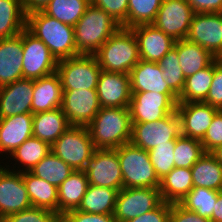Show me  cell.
I'll return each mask as SVG.
<instances>
[{
	"label": "cell",
	"instance_id": "6da1fadb",
	"mask_svg": "<svg viewBox=\"0 0 222 222\" xmlns=\"http://www.w3.org/2000/svg\"><path fill=\"white\" fill-rule=\"evenodd\" d=\"M26 28L49 48L57 61L79 55L74 26L36 11L27 14Z\"/></svg>",
	"mask_w": 222,
	"mask_h": 222
},
{
	"label": "cell",
	"instance_id": "7a4b0ae2",
	"mask_svg": "<svg viewBox=\"0 0 222 222\" xmlns=\"http://www.w3.org/2000/svg\"><path fill=\"white\" fill-rule=\"evenodd\" d=\"M86 127L95 149H117L131 140L130 110L101 107Z\"/></svg>",
	"mask_w": 222,
	"mask_h": 222
},
{
	"label": "cell",
	"instance_id": "3957f363",
	"mask_svg": "<svg viewBox=\"0 0 222 222\" xmlns=\"http://www.w3.org/2000/svg\"><path fill=\"white\" fill-rule=\"evenodd\" d=\"M120 27L103 9L90 4L74 26L78 54L94 55Z\"/></svg>",
	"mask_w": 222,
	"mask_h": 222
},
{
	"label": "cell",
	"instance_id": "277c9868",
	"mask_svg": "<svg viewBox=\"0 0 222 222\" xmlns=\"http://www.w3.org/2000/svg\"><path fill=\"white\" fill-rule=\"evenodd\" d=\"M104 71L129 74L139 62L137 40L130 28L120 27L94 54Z\"/></svg>",
	"mask_w": 222,
	"mask_h": 222
},
{
	"label": "cell",
	"instance_id": "5b68a950",
	"mask_svg": "<svg viewBox=\"0 0 222 222\" xmlns=\"http://www.w3.org/2000/svg\"><path fill=\"white\" fill-rule=\"evenodd\" d=\"M116 151L123 177V188L160 187V180L148 151L131 142L118 147Z\"/></svg>",
	"mask_w": 222,
	"mask_h": 222
},
{
	"label": "cell",
	"instance_id": "8992f818",
	"mask_svg": "<svg viewBox=\"0 0 222 222\" xmlns=\"http://www.w3.org/2000/svg\"><path fill=\"white\" fill-rule=\"evenodd\" d=\"M95 150L86 126L71 125L51 145V151L74 171L83 170Z\"/></svg>",
	"mask_w": 222,
	"mask_h": 222
},
{
	"label": "cell",
	"instance_id": "52a82bcc",
	"mask_svg": "<svg viewBox=\"0 0 222 222\" xmlns=\"http://www.w3.org/2000/svg\"><path fill=\"white\" fill-rule=\"evenodd\" d=\"M102 69L94 55L59 60L56 73L63 89H96Z\"/></svg>",
	"mask_w": 222,
	"mask_h": 222
},
{
	"label": "cell",
	"instance_id": "ba28073f",
	"mask_svg": "<svg viewBox=\"0 0 222 222\" xmlns=\"http://www.w3.org/2000/svg\"><path fill=\"white\" fill-rule=\"evenodd\" d=\"M181 135V120L175 110L154 122L132 123L130 142L149 151L156 146L168 144Z\"/></svg>",
	"mask_w": 222,
	"mask_h": 222
},
{
	"label": "cell",
	"instance_id": "9c48e42d",
	"mask_svg": "<svg viewBox=\"0 0 222 222\" xmlns=\"http://www.w3.org/2000/svg\"><path fill=\"white\" fill-rule=\"evenodd\" d=\"M178 96L156 92H132L129 110L131 123L154 122L176 110Z\"/></svg>",
	"mask_w": 222,
	"mask_h": 222
},
{
	"label": "cell",
	"instance_id": "30bf717a",
	"mask_svg": "<svg viewBox=\"0 0 222 222\" xmlns=\"http://www.w3.org/2000/svg\"><path fill=\"white\" fill-rule=\"evenodd\" d=\"M89 184L120 191L123 177L116 149H96L82 170Z\"/></svg>",
	"mask_w": 222,
	"mask_h": 222
},
{
	"label": "cell",
	"instance_id": "8fae6325",
	"mask_svg": "<svg viewBox=\"0 0 222 222\" xmlns=\"http://www.w3.org/2000/svg\"><path fill=\"white\" fill-rule=\"evenodd\" d=\"M162 202L159 188H122L117 195L113 217L127 222L155 209Z\"/></svg>",
	"mask_w": 222,
	"mask_h": 222
},
{
	"label": "cell",
	"instance_id": "7c38bea8",
	"mask_svg": "<svg viewBox=\"0 0 222 222\" xmlns=\"http://www.w3.org/2000/svg\"><path fill=\"white\" fill-rule=\"evenodd\" d=\"M23 78L39 79L56 72L58 61L27 28L22 30Z\"/></svg>",
	"mask_w": 222,
	"mask_h": 222
},
{
	"label": "cell",
	"instance_id": "4fadbf2b",
	"mask_svg": "<svg viewBox=\"0 0 222 222\" xmlns=\"http://www.w3.org/2000/svg\"><path fill=\"white\" fill-rule=\"evenodd\" d=\"M194 11L186 0H162L152 23L175 41L186 39Z\"/></svg>",
	"mask_w": 222,
	"mask_h": 222
},
{
	"label": "cell",
	"instance_id": "5bb4252c",
	"mask_svg": "<svg viewBox=\"0 0 222 222\" xmlns=\"http://www.w3.org/2000/svg\"><path fill=\"white\" fill-rule=\"evenodd\" d=\"M0 162V220L32 207L23 182V172L6 168Z\"/></svg>",
	"mask_w": 222,
	"mask_h": 222
},
{
	"label": "cell",
	"instance_id": "9a60e30c",
	"mask_svg": "<svg viewBox=\"0 0 222 222\" xmlns=\"http://www.w3.org/2000/svg\"><path fill=\"white\" fill-rule=\"evenodd\" d=\"M61 109L70 125L87 126L101 109L96 89H63Z\"/></svg>",
	"mask_w": 222,
	"mask_h": 222
},
{
	"label": "cell",
	"instance_id": "2e32d148",
	"mask_svg": "<svg viewBox=\"0 0 222 222\" xmlns=\"http://www.w3.org/2000/svg\"><path fill=\"white\" fill-rule=\"evenodd\" d=\"M186 39L210 51L216 58H220L222 13H194Z\"/></svg>",
	"mask_w": 222,
	"mask_h": 222
},
{
	"label": "cell",
	"instance_id": "e0dca14e",
	"mask_svg": "<svg viewBox=\"0 0 222 222\" xmlns=\"http://www.w3.org/2000/svg\"><path fill=\"white\" fill-rule=\"evenodd\" d=\"M96 91L101 107L129 108L132 98L130 76L102 70Z\"/></svg>",
	"mask_w": 222,
	"mask_h": 222
},
{
	"label": "cell",
	"instance_id": "ac0fdd59",
	"mask_svg": "<svg viewBox=\"0 0 222 222\" xmlns=\"http://www.w3.org/2000/svg\"><path fill=\"white\" fill-rule=\"evenodd\" d=\"M176 111L182 135L201 141L219 109L204 102H186L177 103Z\"/></svg>",
	"mask_w": 222,
	"mask_h": 222
},
{
	"label": "cell",
	"instance_id": "d6986e66",
	"mask_svg": "<svg viewBox=\"0 0 222 222\" xmlns=\"http://www.w3.org/2000/svg\"><path fill=\"white\" fill-rule=\"evenodd\" d=\"M137 40L141 60L158 63L175 44V40L153 24L130 28Z\"/></svg>",
	"mask_w": 222,
	"mask_h": 222
},
{
	"label": "cell",
	"instance_id": "ffe728a7",
	"mask_svg": "<svg viewBox=\"0 0 222 222\" xmlns=\"http://www.w3.org/2000/svg\"><path fill=\"white\" fill-rule=\"evenodd\" d=\"M34 79L22 78L0 87V118L32 113Z\"/></svg>",
	"mask_w": 222,
	"mask_h": 222
},
{
	"label": "cell",
	"instance_id": "44dd1931",
	"mask_svg": "<svg viewBox=\"0 0 222 222\" xmlns=\"http://www.w3.org/2000/svg\"><path fill=\"white\" fill-rule=\"evenodd\" d=\"M32 136V113L0 118V154L2 156L3 153L9 156L24 141Z\"/></svg>",
	"mask_w": 222,
	"mask_h": 222
},
{
	"label": "cell",
	"instance_id": "7402d4cb",
	"mask_svg": "<svg viewBox=\"0 0 222 222\" xmlns=\"http://www.w3.org/2000/svg\"><path fill=\"white\" fill-rule=\"evenodd\" d=\"M22 32L0 39V87L23 78Z\"/></svg>",
	"mask_w": 222,
	"mask_h": 222
},
{
	"label": "cell",
	"instance_id": "603a6c76",
	"mask_svg": "<svg viewBox=\"0 0 222 222\" xmlns=\"http://www.w3.org/2000/svg\"><path fill=\"white\" fill-rule=\"evenodd\" d=\"M162 73L158 63L140 59L129 72L131 92L175 94L163 79Z\"/></svg>",
	"mask_w": 222,
	"mask_h": 222
},
{
	"label": "cell",
	"instance_id": "cb8c5ba5",
	"mask_svg": "<svg viewBox=\"0 0 222 222\" xmlns=\"http://www.w3.org/2000/svg\"><path fill=\"white\" fill-rule=\"evenodd\" d=\"M63 88L59 75H51L34 79L32 114L61 108Z\"/></svg>",
	"mask_w": 222,
	"mask_h": 222
},
{
	"label": "cell",
	"instance_id": "d4e9b609",
	"mask_svg": "<svg viewBox=\"0 0 222 222\" xmlns=\"http://www.w3.org/2000/svg\"><path fill=\"white\" fill-rule=\"evenodd\" d=\"M61 108L33 114V137L50 146L70 127Z\"/></svg>",
	"mask_w": 222,
	"mask_h": 222
},
{
	"label": "cell",
	"instance_id": "484cf974",
	"mask_svg": "<svg viewBox=\"0 0 222 222\" xmlns=\"http://www.w3.org/2000/svg\"><path fill=\"white\" fill-rule=\"evenodd\" d=\"M50 152L51 146L48 143L32 136L26 141H24L17 149H15L10 154V156H6V158L9 159L12 157L9 161L12 162L14 160V165L17 166L13 165L12 167V163H10L9 165H6L5 163L3 164L6 168L9 167L8 169L13 171H18L21 173L31 171L33 167L38 164Z\"/></svg>",
	"mask_w": 222,
	"mask_h": 222
},
{
	"label": "cell",
	"instance_id": "4316f807",
	"mask_svg": "<svg viewBox=\"0 0 222 222\" xmlns=\"http://www.w3.org/2000/svg\"><path fill=\"white\" fill-rule=\"evenodd\" d=\"M88 186L86 174L82 170H77L58 187V215L60 217L68 211L78 209Z\"/></svg>",
	"mask_w": 222,
	"mask_h": 222
},
{
	"label": "cell",
	"instance_id": "83f0119b",
	"mask_svg": "<svg viewBox=\"0 0 222 222\" xmlns=\"http://www.w3.org/2000/svg\"><path fill=\"white\" fill-rule=\"evenodd\" d=\"M174 47L185 78L209 66L216 59L210 51L187 39L176 41Z\"/></svg>",
	"mask_w": 222,
	"mask_h": 222
},
{
	"label": "cell",
	"instance_id": "f1b7e54d",
	"mask_svg": "<svg viewBox=\"0 0 222 222\" xmlns=\"http://www.w3.org/2000/svg\"><path fill=\"white\" fill-rule=\"evenodd\" d=\"M23 182L32 207L47 209L58 214V188L56 186L33 175L30 171L23 172Z\"/></svg>",
	"mask_w": 222,
	"mask_h": 222
},
{
	"label": "cell",
	"instance_id": "f546056e",
	"mask_svg": "<svg viewBox=\"0 0 222 222\" xmlns=\"http://www.w3.org/2000/svg\"><path fill=\"white\" fill-rule=\"evenodd\" d=\"M193 187L191 168L174 167L160 180L159 190L162 201L172 204L180 203Z\"/></svg>",
	"mask_w": 222,
	"mask_h": 222
},
{
	"label": "cell",
	"instance_id": "4dcf8cb0",
	"mask_svg": "<svg viewBox=\"0 0 222 222\" xmlns=\"http://www.w3.org/2000/svg\"><path fill=\"white\" fill-rule=\"evenodd\" d=\"M194 187L222 191V164L211 152H205L191 167Z\"/></svg>",
	"mask_w": 222,
	"mask_h": 222
},
{
	"label": "cell",
	"instance_id": "1f68e13d",
	"mask_svg": "<svg viewBox=\"0 0 222 222\" xmlns=\"http://www.w3.org/2000/svg\"><path fill=\"white\" fill-rule=\"evenodd\" d=\"M118 192L116 189L89 184L77 210L113 215Z\"/></svg>",
	"mask_w": 222,
	"mask_h": 222
},
{
	"label": "cell",
	"instance_id": "d6a6232c",
	"mask_svg": "<svg viewBox=\"0 0 222 222\" xmlns=\"http://www.w3.org/2000/svg\"><path fill=\"white\" fill-rule=\"evenodd\" d=\"M26 20L23 0H0V39L21 33Z\"/></svg>",
	"mask_w": 222,
	"mask_h": 222
},
{
	"label": "cell",
	"instance_id": "836d02e7",
	"mask_svg": "<svg viewBox=\"0 0 222 222\" xmlns=\"http://www.w3.org/2000/svg\"><path fill=\"white\" fill-rule=\"evenodd\" d=\"M212 78L213 62L185 79L184 89L178 97V103L204 102L210 90Z\"/></svg>",
	"mask_w": 222,
	"mask_h": 222
},
{
	"label": "cell",
	"instance_id": "e575fe53",
	"mask_svg": "<svg viewBox=\"0 0 222 222\" xmlns=\"http://www.w3.org/2000/svg\"><path fill=\"white\" fill-rule=\"evenodd\" d=\"M30 172L58 188L74 170L51 151Z\"/></svg>",
	"mask_w": 222,
	"mask_h": 222
},
{
	"label": "cell",
	"instance_id": "d590c367",
	"mask_svg": "<svg viewBox=\"0 0 222 222\" xmlns=\"http://www.w3.org/2000/svg\"><path fill=\"white\" fill-rule=\"evenodd\" d=\"M89 5L90 0H51L42 11L62 23L75 26Z\"/></svg>",
	"mask_w": 222,
	"mask_h": 222
},
{
	"label": "cell",
	"instance_id": "8d00e7d4",
	"mask_svg": "<svg viewBox=\"0 0 222 222\" xmlns=\"http://www.w3.org/2000/svg\"><path fill=\"white\" fill-rule=\"evenodd\" d=\"M219 192L209 188L193 187L179 204L188 211L210 219Z\"/></svg>",
	"mask_w": 222,
	"mask_h": 222
},
{
	"label": "cell",
	"instance_id": "74e56055",
	"mask_svg": "<svg viewBox=\"0 0 222 222\" xmlns=\"http://www.w3.org/2000/svg\"><path fill=\"white\" fill-rule=\"evenodd\" d=\"M162 0H128L127 20L121 25L132 28L142 24H152Z\"/></svg>",
	"mask_w": 222,
	"mask_h": 222
},
{
	"label": "cell",
	"instance_id": "f35d334b",
	"mask_svg": "<svg viewBox=\"0 0 222 222\" xmlns=\"http://www.w3.org/2000/svg\"><path fill=\"white\" fill-rule=\"evenodd\" d=\"M205 154L200 140L181 135L176 139L174 163L178 168H191Z\"/></svg>",
	"mask_w": 222,
	"mask_h": 222
},
{
	"label": "cell",
	"instance_id": "ab89813d",
	"mask_svg": "<svg viewBox=\"0 0 222 222\" xmlns=\"http://www.w3.org/2000/svg\"><path fill=\"white\" fill-rule=\"evenodd\" d=\"M158 64L161 67L163 79L167 82L168 87L179 97L184 89L186 78L180 67L177 49L173 47Z\"/></svg>",
	"mask_w": 222,
	"mask_h": 222
},
{
	"label": "cell",
	"instance_id": "60d3db41",
	"mask_svg": "<svg viewBox=\"0 0 222 222\" xmlns=\"http://www.w3.org/2000/svg\"><path fill=\"white\" fill-rule=\"evenodd\" d=\"M176 139L149 150V158L159 180L164 178L174 167V148Z\"/></svg>",
	"mask_w": 222,
	"mask_h": 222
},
{
	"label": "cell",
	"instance_id": "b9f144b4",
	"mask_svg": "<svg viewBox=\"0 0 222 222\" xmlns=\"http://www.w3.org/2000/svg\"><path fill=\"white\" fill-rule=\"evenodd\" d=\"M2 222H60V216L47 209L30 207L7 216Z\"/></svg>",
	"mask_w": 222,
	"mask_h": 222
},
{
	"label": "cell",
	"instance_id": "7bdbcfd3",
	"mask_svg": "<svg viewBox=\"0 0 222 222\" xmlns=\"http://www.w3.org/2000/svg\"><path fill=\"white\" fill-rule=\"evenodd\" d=\"M204 103L222 110V61L219 58L213 61L212 84Z\"/></svg>",
	"mask_w": 222,
	"mask_h": 222
},
{
	"label": "cell",
	"instance_id": "ee69618b",
	"mask_svg": "<svg viewBox=\"0 0 222 222\" xmlns=\"http://www.w3.org/2000/svg\"><path fill=\"white\" fill-rule=\"evenodd\" d=\"M90 4L103 9L119 25L127 20L128 0H90Z\"/></svg>",
	"mask_w": 222,
	"mask_h": 222
},
{
	"label": "cell",
	"instance_id": "f6af8a7d",
	"mask_svg": "<svg viewBox=\"0 0 222 222\" xmlns=\"http://www.w3.org/2000/svg\"><path fill=\"white\" fill-rule=\"evenodd\" d=\"M201 143L205 152H212L222 144V110H219L215 114L209 128L201 140Z\"/></svg>",
	"mask_w": 222,
	"mask_h": 222
},
{
	"label": "cell",
	"instance_id": "bcb514c9",
	"mask_svg": "<svg viewBox=\"0 0 222 222\" xmlns=\"http://www.w3.org/2000/svg\"><path fill=\"white\" fill-rule=\"evenodd\" d=\"M60 222H116V219L113 215L87 213L75 209L64 213Z\"/></svg>",
	"mask_w": 222,
	"mask_h": 222
},
{
	"label": "cell",
	"instance_id": "7dc6e473",
	"mask_svg": "<svg viewBox=\"0 0 222 222\" xmlns=\"http://www.w3.org/2000/svg\"><path fill=\"white\" fill-rule=\"evenodd\" d=\"M170 203L162 201L155 209L127 222H169Z\"/></svg>",
	"mask_w": 222,
	"mask_h": 222
},
{
	"label": "cell",
	"instance_id": "c3c4849f",
	"mask_svg": "<svg viewBox=\"0 0 222 222\" xmlns=\"http://www.w3.org/2000/svg\"><path fill=\"white\" fill-rule=\"evenodd\" d=\"M169 222H212L195 212L186 210L179 203H170Z\"/></svg>",
	"mask_w": 222,
	"mask_h": 222
},
{
	"label": "cell",
	"instance_id": "681fc988",
	"mask_svg": "<svg viewBox=\"0 0 222 222\" xmlns=\"http://www.w3.org/2000/svg\"><path fill=\"white\" fill-rule=\"evenodd\" d=\"M194 13H222V0H186Z\"/></svg>",
	"mask_w": 222,
	"mask_h": 222
},
{
	"label": "cell",
	"instance_id": "f907efd6",
	"mask_svg": "<svg viewBox=\"0 0 222 222\" xmlns=\"http://www.w3.org/2000/svg\"><path fill=\"white\" fill-rule=\"evenodd\" d=\"M51 0H23L25 13L42 11Z\"/></svg>",
	"mask_w": 222,
	"mask_h": 222
},
{
	"label": "cell",
	"instance_id": "816d5d0a",
	"mask_svg": "<svg viewBox=\"0 0 222 222\" xmlns=\"http://www.w3.org/2000/svg\"><path fill=\"white\" fill-rule=\"evenodd\" d=\"M213 208L210 220L212 222H222V191L219 192L216 205Z\"/></svg>",
	"mask_w": 222,
	"mask_h": 222
},
{
	"label": "cell",
	"instance_id": "f5cc1de1",
	"mask_svg": "<svg viewBox=\"0 0 222 222\" xmlns=\"http://www.w3.org/2000/svg\"><path fill=\"white\" fill-rule=\"evenodd\" d=\"M216 159L222 164V144L211 152Z\"/></svg>",
	"mask_w": 222,
	"mask_h": 222
}]
</instances>
